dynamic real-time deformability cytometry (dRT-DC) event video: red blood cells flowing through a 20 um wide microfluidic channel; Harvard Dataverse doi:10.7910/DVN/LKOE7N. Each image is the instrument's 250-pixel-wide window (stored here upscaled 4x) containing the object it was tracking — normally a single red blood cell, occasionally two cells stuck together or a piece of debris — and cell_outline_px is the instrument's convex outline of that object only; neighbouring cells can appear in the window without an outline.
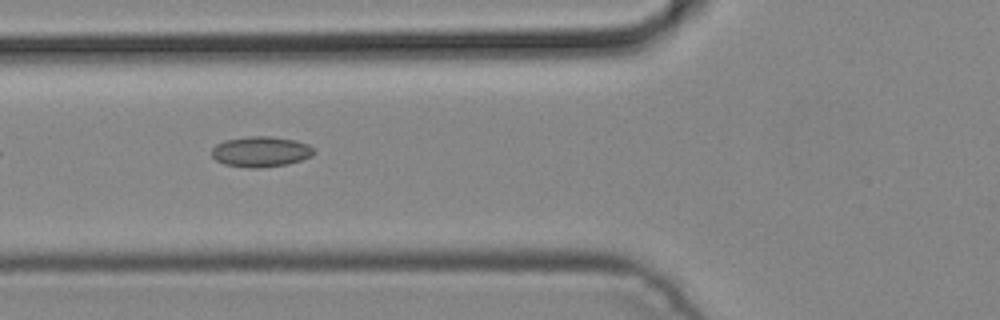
{"species": "common noctule bat (a hibernating species)", "species_latin": "Nyctalus noctula", "temperature_condition": "cold", "stored_images_in_passage": 6, "camera_frame_rate_fps": 3000, "um_per_image_px": 0.085, "animal": {"sex": "male", "body_mass_g": 19.2, "forearm_length_mm": 51.8}, "frame": {"image": 1, "passage_image": 5, "time_ms": 1.333, "image_size_px": [1000, 320], "cell_outline_px": [[316, 152], [312, 156], [288, 164], [256, 168], [252, 168], [224, 164], [216, 160], [212, 156], [212, 148], [216, 144], [224, 140], [248, 136], [268, 136], [296, 140], [308, 144]], "centroid_in_image_um": [22.16, 12.88], "position_along_channel_um": 103.6, "area_um2": 18.15}}
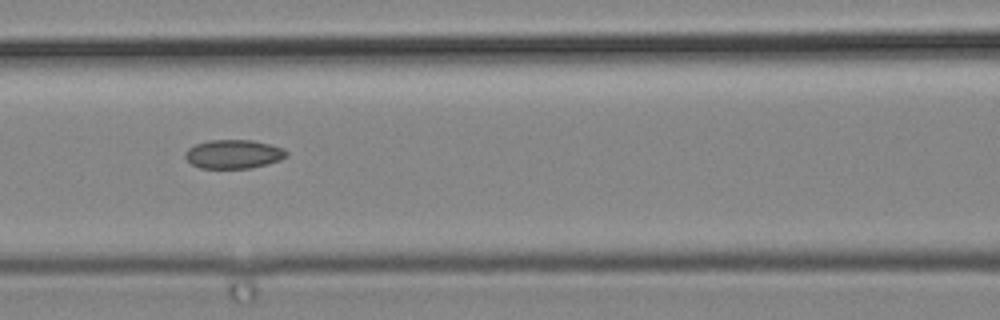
{"frame": {"image": 2, "passage_image": 6, "time_ms": 1.667, "image_size_px": [1000, 320], "cell_outline_px": [[288, 156], [280, 160], [268, 164], [252, 168], [200, 168], [192, 164], [184, 156], [184, 152], [188, 148], [196, 144], [208, 140], [252, 140], [284, 148], [288, 152]], "centroid_in_image_um": [19.86, 13.1], "position_along_channel_um": 146.7, "area_um2": 17.11}}